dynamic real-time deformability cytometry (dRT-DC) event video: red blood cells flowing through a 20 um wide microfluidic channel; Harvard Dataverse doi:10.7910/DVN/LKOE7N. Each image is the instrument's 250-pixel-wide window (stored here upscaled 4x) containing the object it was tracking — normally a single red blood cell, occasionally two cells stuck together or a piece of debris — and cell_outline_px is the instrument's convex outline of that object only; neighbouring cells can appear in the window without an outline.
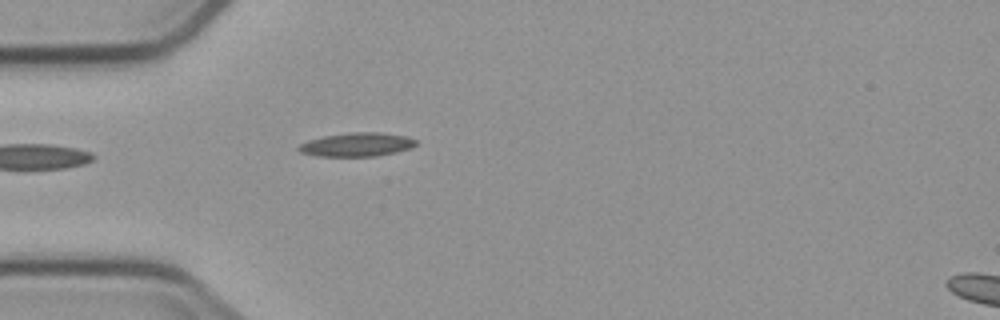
{"species": "common noctule bat (a hibernating species)", "species_latin": "Nyctalus noctula", "temperature_condition": "cold", "stored_images_in_passage": 4, "segment_of_instrument_passage": [1, 2], "camera_frame_rate_fps": 3000, "um_per_image_px": 0.085, "animal": {"sex": "male", "body_mass_g": 23.1, "forearm_length_mm": 52.7}, "frame": {"image": 1, "passage_image": 3, "time_ms": 2.0, "image_size_px": [1000, 320], "cell_outline_px": [[416, 144], [412, 148], [396, 152], [376, 156], [316, 156], [300, 152], [296, 148], [300, 144], [308, 140], [324, 136], [352, 132], [380, 132], [404, 136], [416, 140]], "centroid_in_image_um": [30.31, 12.29], "position_along_channel_um": 54.7, "area_um2": 16.18}}